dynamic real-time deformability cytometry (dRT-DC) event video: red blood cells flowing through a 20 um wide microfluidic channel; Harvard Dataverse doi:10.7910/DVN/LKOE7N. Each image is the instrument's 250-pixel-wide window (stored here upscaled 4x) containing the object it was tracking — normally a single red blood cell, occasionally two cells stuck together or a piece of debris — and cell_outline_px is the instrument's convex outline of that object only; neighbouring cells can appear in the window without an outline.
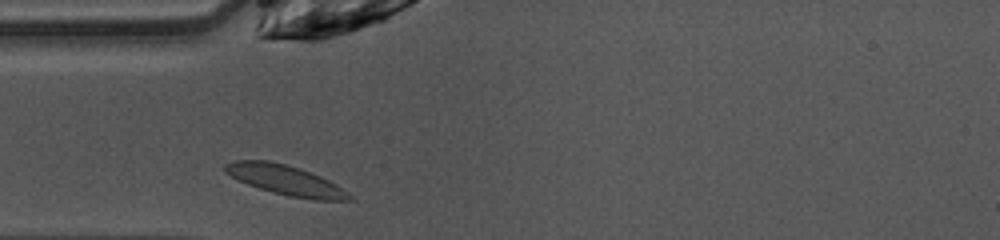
{"species": "common noctule bat (a hibernating species)", "species_latin": "Nyctalus noctula", "temperature_condition": "warm", "stored_images_in_passage": 26, "camera_frame_rate_fps": 3000, "um_per_image_px": 0.085, "animal": {"sex": "female", "body_mass_g": 10.0, "forearm_length_mm": 53.1}, "frame": {"image": 1, "passage_image": 1, "time_ms": 0.0, "image_size_px": [1000, 240], "cell_outline_px": [[352, 200], [312, 200], [288, 196], [272, 192], [248, 184], [224, 172], [224, 164], [232, 160], [268, 160], [300, 168], [320, 176], [336, 184], [348, 192], [352, 196]], "centroid_in_image_um": [24.27, 15.31], "position_along_channel_um": 60.7, "area_um2": 21.56}}
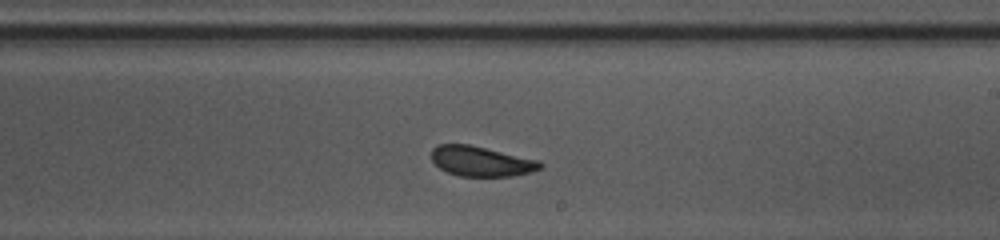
{"frame": {"image": 2, "passage_image": 15, "time_ms": 4.667, "image_size_px": [1000, 240], "cell_outline_px": [[544, 168], [532, 172], [512, 176], [460, 176], [448, 172], [440, 168], [432, 160], [432, 148], [436, 144], [468, 144], [540, 160], [544, 164]], "centroid_in_image_um": [40.94, 13.71], "position_along_channel_um": 248.1, "area_um2": 19.13}}
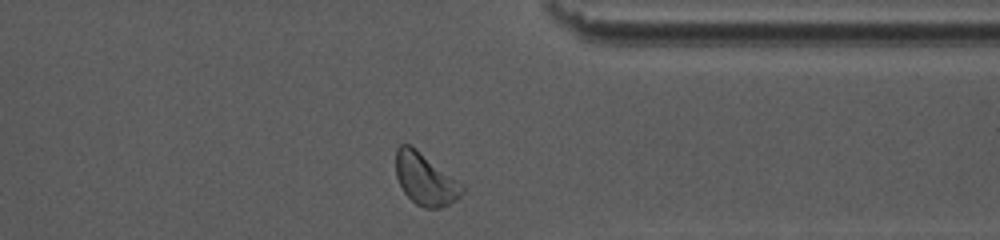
{"frame": {"image": 3, "passage_image": 25, "time_ms": 8.0, "image_size_px": [1000, 240], "cell_outline_px": [[464, 192], [456, 200], [440, 208], [424, 208], [416, 204], [404, 192], [396, 176], [396, 148], [400, 144], [408, 144], [416, 148], [464, 184]], "centroid_in_image_um": [36.16, 15.22], "position_along_channel_um": 375.2, "area_um2": 20.11}, "authors_computed_cell_mechanics": {"area_um2": 19.6809, "velocity_mm_per_s": 4.0063, "shape_relaxation_time_tau1_ms": 1.4177, "shape_relaxation_time_tau2_ms": 0.7558, "deformation_change_tau1": 0.0717, "deformation_change_tau2": 0.0582}}